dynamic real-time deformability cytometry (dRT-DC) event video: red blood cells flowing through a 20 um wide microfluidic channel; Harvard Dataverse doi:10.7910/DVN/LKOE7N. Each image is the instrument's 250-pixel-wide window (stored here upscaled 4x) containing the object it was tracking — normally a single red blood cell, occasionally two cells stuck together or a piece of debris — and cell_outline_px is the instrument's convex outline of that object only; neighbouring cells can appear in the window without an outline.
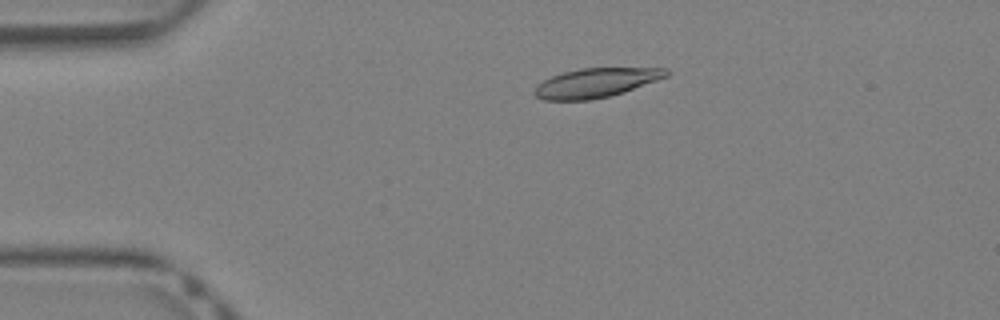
{"species": "Egyptian fruit bat (a non-hibernating species)", "species_latin": "Rousettus aegyptiacus", "temperature_condition": "warm", "stored_images_in_passage": 34, "camera_frame_rate_fps": 3000, "um_per_image_px": 0.085, "animal": {"sex": "female"}, "frame": {"image": 1, "passage_image": 2, "time_ms": 0.333, "image_size_px": [1000, 320], "cell_outline_px": [[668, 76], [624, 92], [608, 96], [588, 100], [544, 100], [536, 96], [532, 92], [536, 84], [552, 76], [564, 72], [580, 68], [668, 68]], "centroid_in_image_um": [50.62, 7.04], "position_along_channel_um": 34.4, "area_um2": 22.37}}
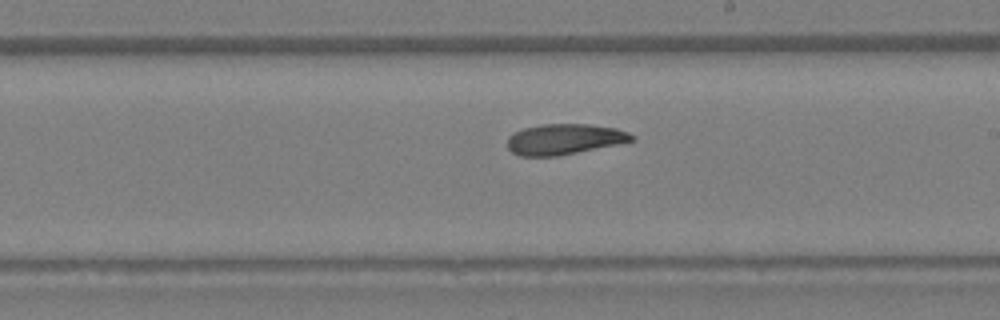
{"frame": {"image": 2, "passage_image": 17, "time_ms": 5.333, "image_size_px": [1000, 320], "cell_outline_px": [[636, 140], [560, 156], [520, 156], [512, 152], [508, 148], [508, 136], [512, 132], [524, 128], [544, 124], [588, 124], [616, 128], [628, 132], [636, 136]], "centroid_in_image_um": [47.97, 11.83], "position_along_channel_um": 241.0, "area_um2": 22.31}}
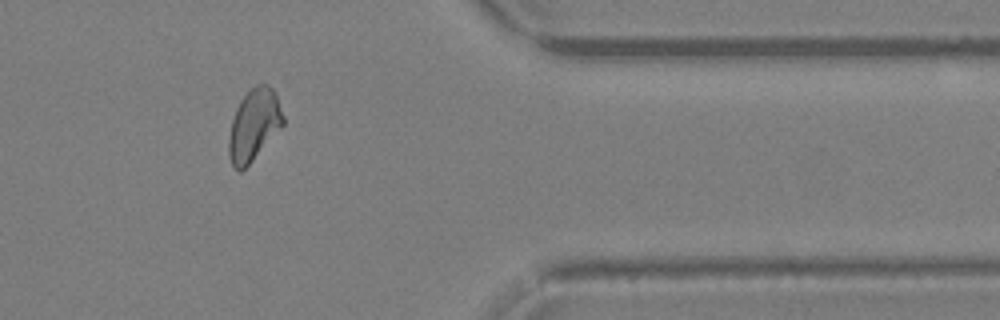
{"frame": {"image": 3, "passage_image": 27, "time_ms": 8.667, "image_size_px": [1000, 320], "cell_outline_px": [[284, 124], [252, 160], [240, 172], [232, 164], [228, 156], [228, 140], [232, 120], [236, 108], [240, 100], [256, 84], [268, 84], [272, 88], [276, 96], [284, 116]], "centroid_in_image_um": [21.57, 10.61], "position_along_channel_um": 389.8, "area_um2": 22.31}}